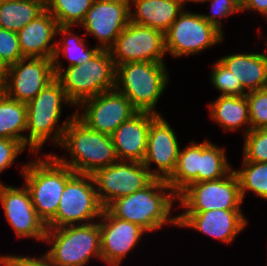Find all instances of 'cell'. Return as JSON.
<instances>
[{"label":"cell","mask_w":267,"mask_h":266,"mask_svg":"<svg viewBox=\"0 0 267 266\" xmlns=\"http://www.w3.org/2000/svg\"><path fill=\"white\" fill-rule=\"evenodd\" d=\"M156 116L150 112H137L113 132L111 136L118 160L143 162L151 121Z\"/></svg>","instance_id":"obj_20"},{"label":"cell","mask_w":267,"mask_h":266,"mask_svg":"<svg viewBox=\"0 0 267 266\" xmlns=\"http://www.w3.org/2000/svg\"><path fill=\"white\" fill-rule=\"evenodd\" d=\"M103 209L92 175L75 173L66 182L57 213L46 227L92 223L100 219Z\"/></svg>","instance_id":"obj_8"},{"label":"cell","mask_w":267,"mask_h":266,"mask_svg":"<svg viewBox=\"0 0 267 266\" xmlns=\"http://www.w3.org/2000/svg\"><path fill=\"white\" fill-rule=\"evenodd\" d=\"M242 161V168L234 169V172L239 180L243 201L247 191L267 200V162H249L244 158Z\"/></svg>","instance_id":"obj_30"},{"label":"cell","mask_w":267,"mask_h":266,"mask_svg":"<svg viewBox=\"0 0 267 266\" xmlns=\"http://www.w3.org/2000/svg\"><path fill=\"white\" fill-rule=\"evenodd\" d=\"M244 137L242 157L249 162H267V128L249 130Z\"/></svg>","instance_id":"obj_33"},{"label":"cell","mask_w":267,"mask_h":266,"mask_svg":"<svg viewBox=\"0 0 267 266\" xmlns=\"http://www.w3.org/2000/svg\"><path fill=\"white\" fill-rule=\"evenodd\" d=\"M77 107L83 109V113L80 110L75 112L81 122L94 131L108 135H112L123 122L138 112L116 88L86 99Z\"/></svg>","instance_id":"obj_13"},{"label":"cell","mask_w":267,"mask_h":266,"mask_svg":"<svg viewBox=\"0 0 267 266\" xmlns=\"http://www.w3.org/2000/svg\"><path fill=\"white\" fill-rule=\"evenodd\" d=\"M100 219L101 261L108 266H120L147 232L137 224L113 216L106 208Z\"/></svg>","instance_id":"obj_17"},{"label":"cell","mask_w":267,"mask_h":266,"mask_svg":"<svg viewBox=\"0 0 267 266\" xmlns=\"http://www.w3.org/2000/svg\"><path fill=\"white\" fill-rule=\"evenodd\" d=\"M129 11V0H94L80 26L100 42V49L108 50L130 22Z\"/></svg>","instance_id":"obj_16"},{"label":"cell","mask_w":267,"mask_h":266,"mask_svg":"<svg viewBox=\"0 0 267 266\" xmlns=\"http://www.w3.org/2000/svg\"><path fill=\"white\" fill-rule=\"evenodd\" d=\"M219 60L232 72L246 93L267 88V48L265 53H233Z\"/></svg>","instance_id":"obj_22"},{"label":"cell","mask_w":267,"mask_h":266,"mask_svg":"<svg viewBox=\"0 0 267 266\" xmlns=\"http://www.w3.org/2000/svg\"><path fill=\"white\" fill-rule=\"evenodd\" d=\"M0 204L7 222L17 238H35L45 241L47 227L38 217L28 188L4 185L0 181Z\"/></svg>","instance_id":"obj_15"},{"label":"cell","mask_w":267,"mask_h":266,"mask_svg":"<svg viewBox=\"0 0 267 266\" xmlns=\"http://www.w3.org/2000/svg\"><path fill=\"white\" fill-rule=\"evenodd\" d=\"M210 118L225 132L239 130L246 127L244 135L251 130L248 102L244 96H220L208 104ZM242 126V127H241Z\"/></svg>","instance_id":"obj_24"},{"label":"cell","mask_w":267,"mask_h":266,"mask_svg":"<svg viewBox=\"0 0 267 266\" xmlns=\"http://www.w3.org/2000/svg\"><path fill=\"white\" fill-rule=\"evenodd\" d=\"M1 266H55L45 253L39 258L35 256L0 255Z\"/></svg>","instance_id":"obj_38"},{"label":"cell","mask_w":267,"mask_h":266,"mask_svg":"<svg viewBox=\"0 0 267 266\" xmlns=\"http://www.w3.org/2000/svg\"><path fill=\"white\" fill-rule=\"evenodd\" d=\"M129 3L130 22L149 26L164 34L185 8L183 0H129Z\"/></svg>","instance_id":"obj_23"},{"label":"cell","mask_w":267,"mask_h":266,"mask_svg":"<svg viewBox=\"0 0 267 266\" xmlns=\"http://www.w3.org/2000/svg\"><path fill=\"white\" fill-rule=\"evenodd\" d=\"M58 147L67 149L71 159L53 156L78 174L92 175L118 161L112 136L90 129L76 116L68 123Z\"/></svg>","instance_id":"obj_3"},{"label":"cell","mask_w":267,"mask_h":266,"mask_svg":"<svg viewBox=\"0 0 267 266\" xmlns=\"http://www.w3.org/2000/svg\"><path fill=\"white\" fill-rule=\"evenodd\" d=\"M108 50L115 66L141 61L165 63V34L149 26L129 22Z\"/></svg>","instance_id":"obj_12"},{"label":"cell","mask_w":267,"mask_h":266,"mask_svg":"<svg viewBox=\"0 0 267 266\" xmlns=\"http://www.w3.org/2000/svg\"><path fill=\"white\" fill-rule=\"evenodd\" d=\"M94 0H44L47 10L59 26L81 25Z\"/></svg>","instance_id":"obj_31"},{"label":"cell","mask_w":267,"mask_h":266,"mask_svg":"<svg viewBox=\"0 0 267 266\" xmlns=\"http://www.w3.org/2000/svg\"><path fill=\"white\" fill-rule=\"evenodd\" d=\"M92 177L104 208L120 197L145 188L155 179L143 163L120 160L97 169Z\"/></svg>","instance_id":"obj_11"},{"label":"cell","mask_w":267,"mask_h":266,"mask_svg":"<svg viewBox=\"0 0 267 266\" xmlns=\"http://www.w3.org/2000/svg\"><path fill=\"white\" fill-rule=\"evenodd\" d=\"M26 146L15 139L0 138V173L11 167Z\"/></svg>","instance_id":"obj_37"},{"label":"cell","mask_w":267,"mask_h":266,"mask_svg":"<svg viewBox=\"0 0 267 266\" xmlns=\"http://www.w3.org/2000/svg\"><path fill=\"white\" fill-rule=\"evenodd\" d=\"M204 2H211V13H201V16L222 33L224 32L222 30L221 17L222 19L227 18L233 13H240L242 11L241 0H206Z\"/></svg>","instance_id":"obj_35"},{"label":"cell","mask_w":267,"mask_h":266,"mask_svg":"<svg viewBox=\"0 0 267 266\" xmlns=\"http://www.w3.org/2000/svg\"><path fill=\"white\" fill-rule=\"evenodd\" d=\"M54 79L53 59L23 58L8 67L3 90L11 99L27 104Z\"/></svg>","instance_id":"obj_14"},{"label":"cell","mask_w":267,"mask_h":266,"mask_svg":"<svg viewBox=\"0 0 267 266\" xmlns=\"http://www.w3.org/2000/svg\"><path fill=\"white\" fill-rule=\"evenodd\" d=\"M210 74L211 83L221 93L220 96H244L246 94L240 82L236 81L232 72L220 60L212 65Z\"/></svg>","instance_id":"obj_32"},{"label":"cell","mask_w":267,"mask_h":266,"mask_svg":"<svg viewBox=\"0 0 267 266\" xmlns=\"http://www.w3.org/2000/svg\"><path fill=\"white\" fill-rule=\"evenodd\" d=\"M59 61L53 58L55 78L73 106L116 86V66L107 49H99L87 62L65 70Z\"/></svg>","instance_id":"obj_4"},{"label":"cell","mask_w":267,"mask_h":266,"mask_svg":"<svg viewBox=\"0 0 267 266\" xmlns=\"http://www.w3.org/2000/svg\"><path fill=\"white\" fill-rule=\"evenodd\" d=\"M70 29H72L70 26H58L57 36L58 34L63 36L60 42L56 44L53 57L58 58L61 55L66 57L69 62L67 67L87 62L100 49L97 45L89 49L86 41L84 42V38H80V35L73 33Z\"/></svg>","instance_id":"obj_29"},{"label":"cell","mask_w":267,"mask_h":266,"mask_svg":"<svg viewBox=\"0 0 267 266\" xmlns=\"http://www.w3.org/2000/svg\"><path fill=\"white\" fill-rule=\"evenodd\" d=\"M4 90H3V82L0 81V96L3 94Z\"/></svg>","instance_id":"obj_42"},{"label":"cell","mask_w":267,"mask_h":266,"mask_svg":"<svg viewBox=\"0 0 267 266\" xmlns=\"http://www.w3.org/2000/svg\"><path fill=\"white\" fill-rule=\"evenodd\" d=\"M204 1H206V0H183V3L185 4V3H188V2H199V3H201V2H204Z\"/></svg>","instance_id":"obj_41"},{"label":"cell","mask_w":267,"mask_h":266,"mask_svg":"<svg viewBox=\"0 0 267 266\" xmlns=\"http://www.w3.org/2000/svg\"><path fill=\"white\" fill-rule=\"evenodd\" d=\"M225 153L224 147L221 148L206 139L199 144L198 182L225 177L233 170Z\"/></svg>","instance_id":"obj_27"},{"label":"cell","mask_w":267,"mask_h":266,"mask_svg":"<svg viewBox=\"0 0 267 266\" xmlns=\"http://www.w3.org/2000/svg\"><path fill=\"white\" fill-rule=\"evenodd\" d=\"M165 64L143 61L119 64L116 66L115 88L138 112L160 115L155 108L169 82Z\"/></svg>","instance_id":"obj_6"},{"label":"cell","mask_w":267,"mask_h":266,"mask_svg":"<svg viewBox=\"0 0 267 266\" xmlns=\"http://www.w3.org/2000/svg\"><path fill=\"white\" fill-rule=\"evenodd\" d=\"M176 200L178 195L166 180L155 178L145 188L112 201L106 209L113 216L137 224L148 233L167 224L178 226V215L172 217L170 214Z\"/></svg>","instance_id":"obj_1"},{"label":"cell","mask_w":267,"mask_h":266,"mask_svg":"<svg viewBox=\"0 0 267 266\" xmlns=\"http://www.w3.org/2000/svg\"><path fill=\"white\" fill-rule=\"evenodd\" d=\"M177 135L162 115H157L150 125L147 150L143 164L155 177L167 180L175 171L180 145ZM157 165V170L151 165Z\"/></svg>","instance_id":"obj_18"},{"label":"cell","mask_w":267,"mask_h":266,"mask_svg":"<svg viewBox=\"0 0 267 266\" xmlns=\"http://www.w3.org/2000/svg\"><path fill=\"white\" fill-rule=\"evenodd\" d=\"M184 212H206L209 210H242L239 180L234 169L225 177L190 184L179 195Z\"/></svg>","instance_id":"obj_10"},{"label":"cell","mask_w":267,"mask_h":266,"mask_svg":"<svg viewBox=\"0 0 267 266\" xmlns=\"http://www.w3.org/2000/svg\"><path fill=\"white\" fill-rule=\"evenodd\" d=\"M17 32L0 28V59L8 68L23 59Z\"/></svg>","instance_id":"obj_36"},{"label":"cell","mask_w":267,"mask_h":266,"mask_svg":"<svg viewBox=\"0 0 267 266\" xmlns=\"http://www.w3.org/2000/svg\"><path fill=\"white\" fill-rule=\"evenodd\" d=\"M57 20L44 10L17 32L19 47L24 58L53 59L56 50Z\"/></svg>","instance_id":"obj_21"},{"label":"cell","mask_w":267,"mask_h":266,"mask_svg":"<svg viewBox=\"0 0 267 266\" xmlns=\"http://www.w3.org/2000/svg\"><path fill=\"white\" fill-rule=\"evenodd\" d=\"M241 9L257 12L267 19V0H241Z\"/></svg>","instance_id":"obj_39"},{"label":"cell","mask_w":267,"mask_h":266,"mask_svg":"<svg viewBox=\"0 0 267 266\" xmlns=\"http://www.w3.org/2000/svg\"><path fill=\"white\" fill-rule=\"evenodd\" d=\"M64 103L73 106L66 97L63 87L55 78L26 104V131L29 134L25 135V146L29 148V155L40 152L49 139L54 145H60L68 123L75 116L73 113L59 125Z\"/></svg>","instance_id":"obj_2"},{"label":"cell","mask_w":267,"mask_h":266,"mask_svg":"<svg viewBox=\"0 0 267 266\" xmlns=\"http://www.w3.org/2000/svg\"><path fill=\"white\" fill-rule=\"evenodd\" d=\"M223 39L224 34L207 22L200 13L184 9L165 33V49L172 58L197 55L219 44Z\"/></svg>","instance_id":"obj_9"},{"label":"cell","mask_w":267,"mask_h":266,"mask_svg":"<svg viewBox=\"0 0 267 266\" xmlns=\"http://www.w3.org/2000/svg\"><path fill=\"white\" fill-rule=\"evenodd\" d=\"M44 10V0H2L0 28L18 32Z\"/></svg>","instance_id":"obj_25"},{"label":"cell","mask_w":267,"mask_h":266,"mask_svg":"<svg viewBox=\"0 0 267 266\" xmlns=\"http://www.w3.org/2000/svg\"><path fill=\"white\" fill-rule=\"evenodd\" d=\"M251 130L267 128V88L245 94Z\"/></svg>","instance_id":"obj_34"},{"label":"cell","mask_w":267,"mask_h":266,"mask_svg":"<svg viewBox=\"0 0 267 266\" xmlns=\"http://www.w3.org/2000/svg\"><path fill=\"white\" fill-rule=\"evenodd\" d=\"M248 224L242 210H209L178 214L180 228H193L206 236L230 244Z\"/></svg>","instance_id":"obj_19"},{"label":"cell","mask_w":267,"mask_h":266,"mask_svg":"<svg viewBox=\"0 0 267 266\" xmlns=\"http://www.w3.org/2000/svg\"><path fill=\"white\" fill-rule=\"evenodd\" d=\"M190 142L189 146L179 149L176 169L166 180L177 195L190 184L198 182L199 144L196 141Z\"/></svg>","instance_id":"obj_28"},{"label":"cell","mask_w":267,"mask_h":266,"mask_svg":"<svg viewBox=\"0 0 267 266\" xmlns=\"http://www.w3.org/2000/svg\"><path fill=\"white\" fill-rule=\"evenodd\" d=\"M26 127V103L11 99L3 92L0 96V138L15 139L25 145Z\"/></svg>","instance_id":"obj_26"},{"label":"cell","mask_w":267,"mask_h":266,"mask_svg":"<svg viewBox=\"0 0 267 266\" xmlns=\"http://www.w3.org/2000/svg\"><path fill=\"white\" fill-rule=\"evenodd\" d=\"M7 69L8 68L5 66V64L0 59V81H2L3 83L6 78Z\"/></svg>","instance_id":"obj_40"},{"label":"cell","mask_w":267,"mask_h":266,"mask_svg":"<svg viewBox=\"0 0 267 266\" xmlns=\"http://www.w3.org/2000/svg\"><path fill=\"white\" fill-rule=\"evenodd\" d=\"M38 217L47 225L56 215L66 182L75 174L52 153L21 166Z\"/></svg>","instance_id":"obj_5"},{"label":"cell","mask_w":267,"mask_h":266,"mask_svg":"<svg viewBox=\"0 0 267 266\" xmlns=\"http://www.w3.org/2000/svg\"><path fill=\"white\" fill-rule=\"evenodd\" d=\"M46 254L55 266H85L91 257L101 260L99 222L47 228Z\"/></svg>","instance_id":"obj_7"}]
</instances>
